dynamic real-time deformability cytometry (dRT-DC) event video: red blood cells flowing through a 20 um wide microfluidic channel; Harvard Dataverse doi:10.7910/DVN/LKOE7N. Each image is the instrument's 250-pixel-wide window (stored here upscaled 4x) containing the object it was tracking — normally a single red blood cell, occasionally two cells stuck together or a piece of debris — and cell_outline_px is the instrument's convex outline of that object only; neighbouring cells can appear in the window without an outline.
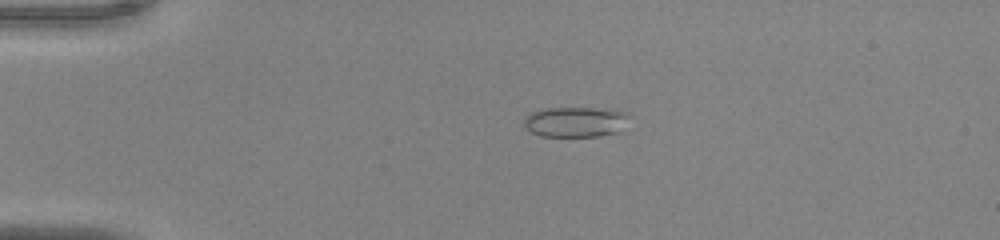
{"species": "common noctule bat (a hibernating species)", "species_latin": "Nyctalus noctula", "temperature_condition": "warm", "stored_images_in_passage": 52, "camera_frame_rate_fps": 3000, "um_per_image_px": 0.085, "animal": {"sex": "male", "body_mass_g": 20.0, "forearm_length_mm": 53.3}, "frame": {"image": 1, "passage_image": 12, "time_ms": 3.667, "image_size_px": [1000, 240], "cell_outline_px": [[632, 116], [616, 132], [600, 136], [540, 136], [532, 132], [524, 124], [524, 120], [532, 112], [548, 108], [592, 108], [624, 112]], "centroid_in_image_um": [48.91, 10.36], "position_along_channel_um": 36.1, "area_um2": 18.15}}
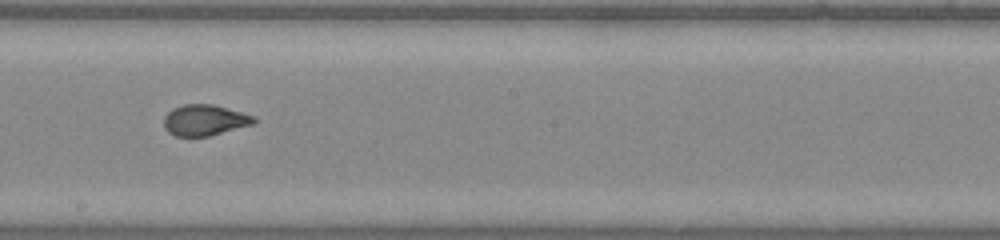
{"frame": {"image": 2, "passage_image": 30, "time_ms": 9.667, "image_size_px": [1000, 240], "cell_outline_px": [[256, 120], [252, 124], [208, 136], [176, 136], [168, 132], [164, 128], [164, 116], [172, 108], [184, 104], [212, 104], [240, 112], [252, 116]], "centroid_in_image_um": [17.33, 10.21], "position_along_channel_um": 230.9, "area_um2": 15.95}}
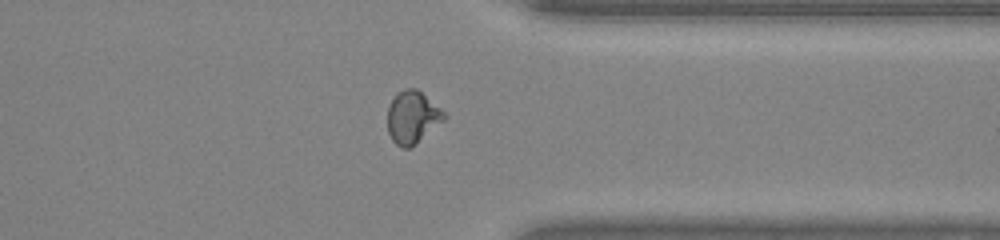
{"frame": {"image": 3, "passage_image": 41, "time_ms": 13.333, "image_size_px": [1000, 240], "cell_outline_px": [[448, 116], [444, 120], [416, 144], [408, 148], [400, 148], [392, 140], [388, 132], [388, 108], [396, 92], [404, 88], [416, 88], [440, 108]], "centroid_in_image_um": [35.05, 9.97], "position_along_channel_um": 376.4, "area_um2": 17.28}, "authors_computed_cell_mechanics": {"area_um2": 17.3111, "velocity_mm_per_s": 4.0361, "shape_relaxation_time_tau1_ms": null, "shape_relaxation_time_tau2_ms": 0.6817, "deformation_change_tau1": null, "deformation_change_tau2": 0.0601}}